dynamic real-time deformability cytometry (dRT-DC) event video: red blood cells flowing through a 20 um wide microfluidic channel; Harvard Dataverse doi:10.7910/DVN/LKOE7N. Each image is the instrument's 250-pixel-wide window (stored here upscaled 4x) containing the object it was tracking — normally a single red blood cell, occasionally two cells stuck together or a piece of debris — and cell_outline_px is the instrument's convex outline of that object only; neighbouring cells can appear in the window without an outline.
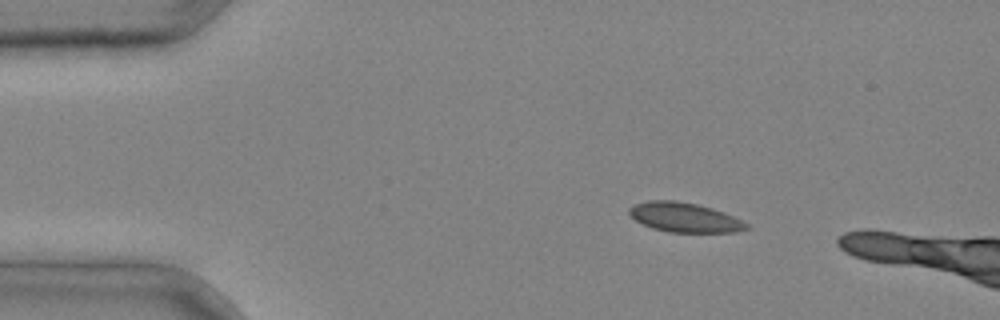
{"species": "common noctule bat (a hibernating species)", "species_latin": "Nyctalus noctula", "temperature_condition": "cold", "stored_images_in_passage": 3, "camera_frame_rate_fps": 3000, "um_per_image_px": 0.085, "animal": {"sex": "male", "body_mass_g": 20.4}, "frame": {"image": 1, "passage_image": 1, "time_ms": 0.0, "image_size_px": [1000, 320], "cell_outline_px": [[752, 228], [736, 232], [668, 232], [652, 228], [636, 220], [628, 212], [628, 208], [636, 204], [648, 200], [676, 200], [696, 204], [712, 208], [724, 212], [748, 224]], "centroid_in_image_um": [58.2, 18.48], "position_along_channel_um": 26.8, "area_um2": 20.11}}